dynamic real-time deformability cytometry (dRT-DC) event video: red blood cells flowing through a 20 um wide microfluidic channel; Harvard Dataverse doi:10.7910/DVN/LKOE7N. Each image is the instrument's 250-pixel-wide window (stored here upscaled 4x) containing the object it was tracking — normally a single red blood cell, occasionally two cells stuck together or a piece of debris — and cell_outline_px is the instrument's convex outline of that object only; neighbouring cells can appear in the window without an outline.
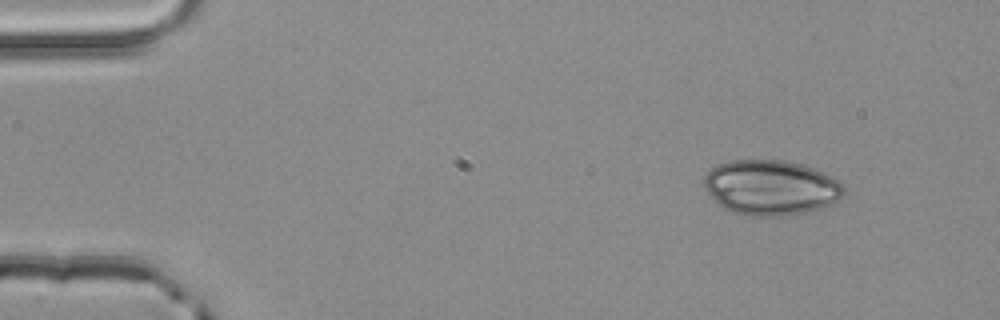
{"species": "common noctule bat (a hibernating species)", "species_latin": "Nyctalus noctula", "temperature_condition": "room temperature", "stored_images_in_passage": 3, "camera_frame_rate_fps": 3000, "um_per_image_px": 0.085, "animal": {"sex": "male", "body_mass_g": 20.4}, "frame": {"image": 1, "passage_image": 1, "time_ms": 0.0, "image_size_px": [1000, 320], "cell_outline_px": [[844, 196], [840, 200], [832, 204], [812, 212], [784, 216], [748, 216], [732, 212], [724, 208], [704, 188], [704, 176], [712, 168], [720, 164], [732, 160], [784, 160], [816, 168], [840, 180], [844, 184]], "centroid_in_image_um": [65.6, 15.95], "position_along_channel_um": 19.4, "area_um2": 45.37}}